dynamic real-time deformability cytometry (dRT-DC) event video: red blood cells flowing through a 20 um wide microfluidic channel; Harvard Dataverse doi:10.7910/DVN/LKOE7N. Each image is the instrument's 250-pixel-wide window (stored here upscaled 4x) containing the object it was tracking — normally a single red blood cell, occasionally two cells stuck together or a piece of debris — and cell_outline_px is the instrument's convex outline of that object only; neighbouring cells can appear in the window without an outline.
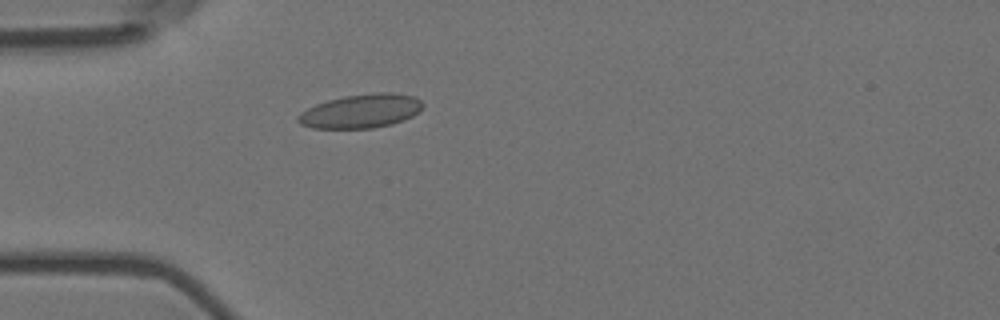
{"species": "Egyptian fruit bat (a non-hibernating species)", "species_latin": "Rousettus aegyptiacus", "temperature_condition": "room temperature", "stored_images_in_passage": 5, "camera_frame_rate_fps": 3000, "um_per_image_px": 0.085, "animal": {"sex": "female"}, "frame": {"image": 1, "passage_image": 5, "time_ms": 1.333, "image_size_px": [1000, 320], "cell_outline_px": [[424, 104], [420, 112], [404, 120], [392, 124], [372, 128], [312, 128], [300, 124], [296, 120], [296, 116], [300, 112], [316, 104], [328, 100], [344, 96], [376, 92], [392, 92], [412, 96], [420, 100]], "centroid_in_image_um": [30.68, 9.44], "position_along_channel_um": 54.3, "area_um2": 24.74}}